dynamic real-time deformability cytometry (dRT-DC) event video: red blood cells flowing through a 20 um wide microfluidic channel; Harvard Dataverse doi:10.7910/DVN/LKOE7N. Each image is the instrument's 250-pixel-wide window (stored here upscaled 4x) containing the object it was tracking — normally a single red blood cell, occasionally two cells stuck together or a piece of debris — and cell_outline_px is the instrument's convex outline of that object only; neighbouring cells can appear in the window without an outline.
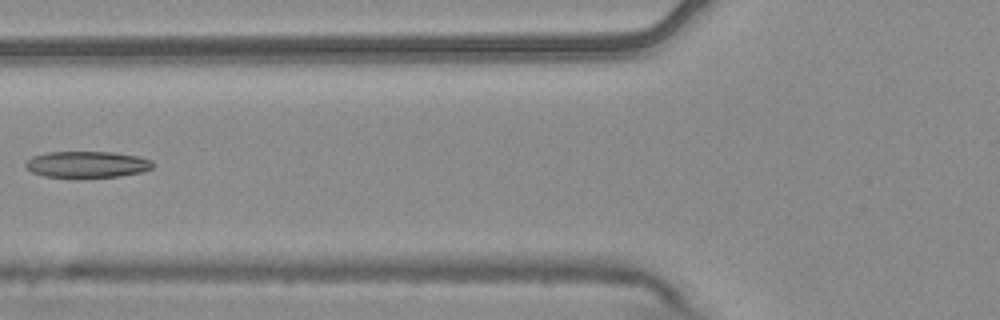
{"species": "common noctule bat (a hibernating species)", "species_latin": "Nyctalus noctula", "temperature_condition": "warm", "stored_images_in_passage": 7, "camera_frame_rate_fps": 3000, "um_per_image_px": 0.085, "animal": {"sex": "male", "body_mass_g": 20.4}, "frame": {"image": 1, "passage_image": 6, "time_ms": 1.667, "image_size_px": [1000, 320], "cell_outline_px": [[152, 168], [140, 172], [120, 176], [44, 176], [32, 172], [24, 164], [32, 156], [48, 152], [112, 152], [136, 156], [152, 160]], "centroid_in_image_um": [7.39, 13.95], "position_along_channel_um": 118.4, "area_um2": 19.02}}
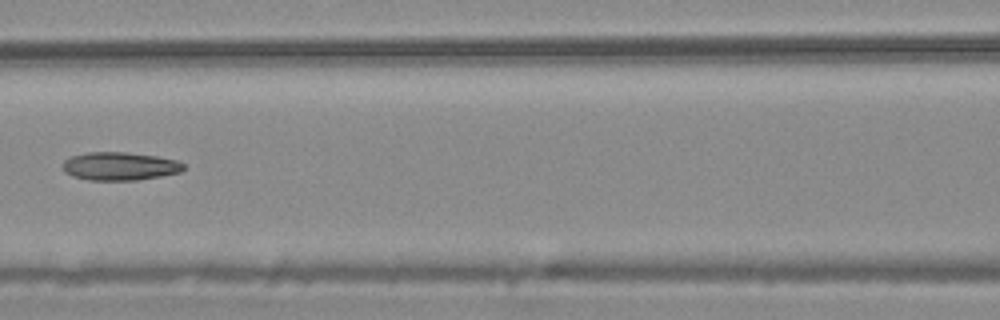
{"frame": {"image": 2, "passage_image": 7, "time_ms": 2.0, "image_size_px": [1000, 320], "cell_outline_px": [[184, 168], [180, 172], [160, 176], [136, 180], [88, 180], [72, 176], [64, 172], [64, 160], [72, 156], [88, 152], [124, 152], [156, 156], [176, 160], [184, 164]], "centroid_in_image_um": [10.17, 14.13], "position_along_channel_um": 156.4, "area_um2": 19.71}}